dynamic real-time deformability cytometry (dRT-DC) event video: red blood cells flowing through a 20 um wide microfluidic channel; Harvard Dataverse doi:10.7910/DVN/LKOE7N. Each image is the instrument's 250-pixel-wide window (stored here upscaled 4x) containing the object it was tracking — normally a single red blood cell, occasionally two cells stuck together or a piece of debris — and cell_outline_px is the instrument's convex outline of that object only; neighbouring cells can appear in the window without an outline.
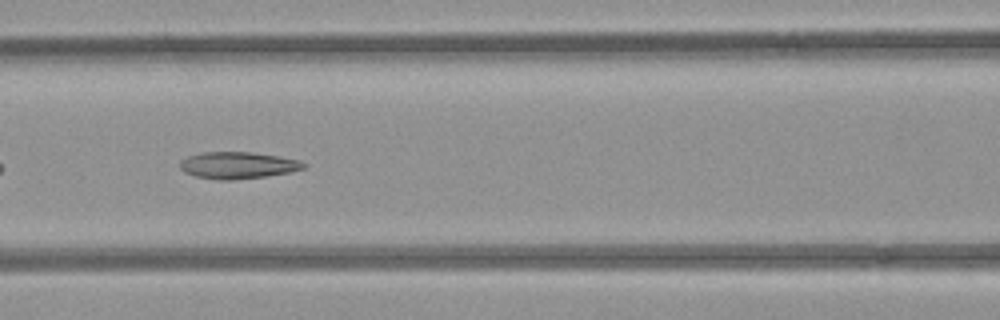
{"species": "common noctule bat (a hibernating species)", "species_latin": "Nyctalus noctula", "temperature_condition": "room temperature", "stored_images_in_passage": 51, "camera_frame_rate_fps": 3000, "um_per_image_px": 0.085, "animal": {"sex": "female", "body_mass_g": 21.9}, "frame": {"image": 1, "passage_image": 22, "time_ms": 7.0, "image_size_px": [1000, 320], "cell_outline_px": [[308, 164], [304, 168], [288, 172], [264, 176], [232, 180], [216, 180], [196, 176], [184, 172], [180, 168], [180, 160], [188, 156], [204, 152], [252, 152], [280, 156], [300, 160]], "centroid_in_image_um": [20.21, 14.04], "position_along_channel_um": 146.4, "area_um2": 19.31}, "authors_computed_cell_mechanics": {"area_um2": 19.9988, "velocity_mm_per_s": 3.9016, "shape_relaxation_time_tau1_ms": null, "shape_relaxation_time_tau2_ms": 2.8958, "deformation_change_tau1": null, "deformation_change_tau2": 0.1054}}